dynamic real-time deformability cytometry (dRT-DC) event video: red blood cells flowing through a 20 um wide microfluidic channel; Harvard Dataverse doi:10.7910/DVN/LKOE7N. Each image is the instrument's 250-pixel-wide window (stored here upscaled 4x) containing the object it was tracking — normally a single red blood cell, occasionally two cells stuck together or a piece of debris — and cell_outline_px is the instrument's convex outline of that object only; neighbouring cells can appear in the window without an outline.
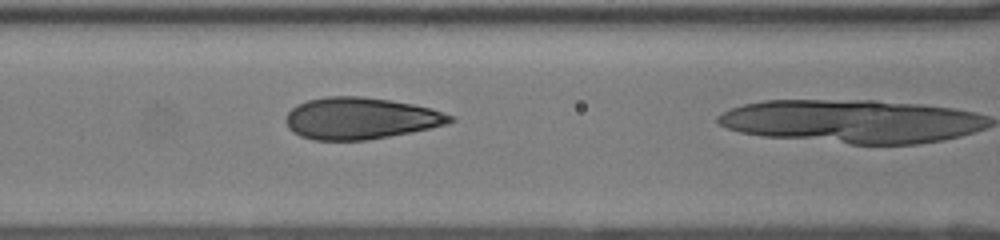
{"species": "human", "species_latin": "Homo sapiens", "temperature_condition": "room temperature", "stored_images_in_passage": 18, "camera_frame_rate_fps": 3000, "um_per_image_px": 0.085, "donor": {"sex": "female"}, "frame": {"image": 1, "passage_image": 17, "time_ms": 5.333, "image_size_px": [1000, 240], "cell_outline_px": [[456, 120], [448, 124], [432, 128], [412, 132], [368, 140], [312, 140], [300, 136], [292, 132], [288, 128], [284, 120], [288, 112], [296, 104], [308, 100], [324, 96], [360, 96], [392, 100], [432, 108], [456, 116]], "centroid_in_image_um": [30.66, 10.06], "position_along_channel_um": 135.9, "area_um2": 40.46}}